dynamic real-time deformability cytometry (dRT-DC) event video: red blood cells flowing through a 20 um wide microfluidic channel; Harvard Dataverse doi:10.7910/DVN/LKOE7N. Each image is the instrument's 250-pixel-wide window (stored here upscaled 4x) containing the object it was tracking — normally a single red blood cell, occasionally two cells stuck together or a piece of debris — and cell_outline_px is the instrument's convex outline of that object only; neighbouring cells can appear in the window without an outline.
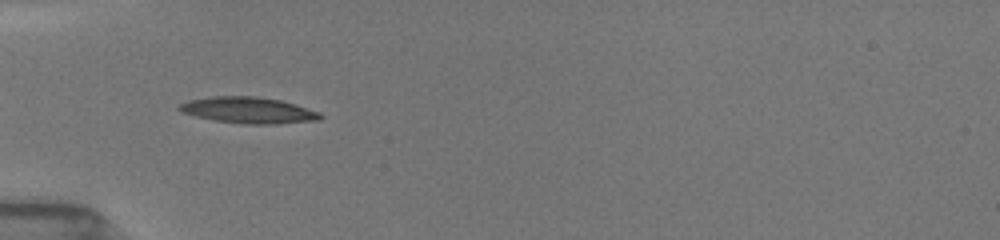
{"species": "common noctule bat (a hibernating species)", "species_latin": "Nyctalus noctula", "temperature_condition": "room temperature", "stored_images_in_passage": 34, "camera_frame_rate_fps": 3000, "um_per_image_px": 0.085, "animal": {"sex": "female", "body_mass_g": 19.5, "forearm_length_mm": 54.1}, "frame": {"image": 1, "passage_image": 3, "time_ms": 0.667, "image_size_px": [1000, 240], "cell_outline_px": [[324, 116], [320, 120], [276, 124], [244, 124], [216, 120], [196, 116], [180, 112], [176, 108], [180, 104], [188, 100], [212, 96], [256, 96], [280, 100], [296, 104], [320, 112]], "centroid_in_image_um": [21.13, 9.36], "position_along_channel_um": 63.9, "area_um2": 21.68}}
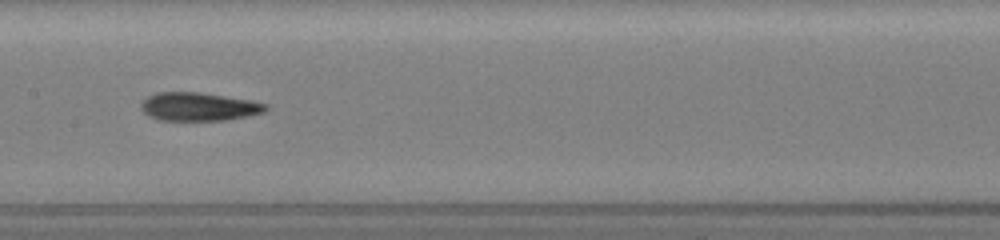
{"frame": {"image": 2, "passage_image": 13, "time_ms": 4.0, "image_size_px": [1000, 240], "cell_outline_px": [[268, 108], [264, 112], [248, 116], [224, 120], [156, 120], [148, 116], [140, 108], [140, 104], [148, 96], [156, 92], [200, 92], [252, 100], [268, 104]], "centroid_in_image_um": [16.89, 9.06], "position_along_channel_um": 190.5, "area_um2": 20.75}}
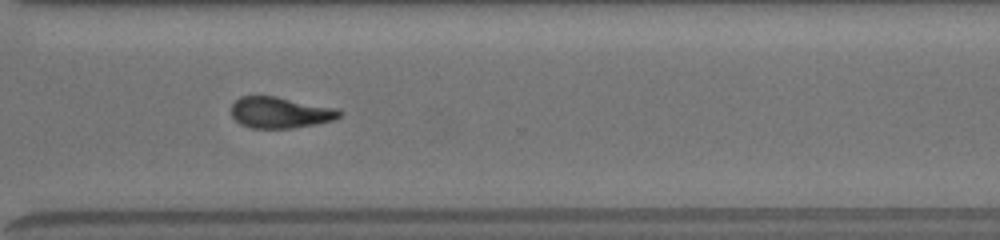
{"frame": {"image": 3, "passage_image": 25, "time_ms": 8.0, "image_size_px": [1000, 240], "cell_outline_px": [[344, 112], [340, 116], [332, 120], [316, 124], [292, 128], [252, 128], [240, 124], [232, 116], [232, 104], [240, 96], [276, 96], [336, 108]], "centroid_in_image_um": [23.82, 9.56], "position_along_channel_um": 346.8, "area_um2": 19.59}, "authors_computed_cell_mechanics": {"area_um2": 20.5768, "velocity_mm_per_s": 3.9136, "shape_relaxation_time_tau1_ms": 4.0461, "shape_relaxation_time_tau2_ms": 3.8802, "deformation_change_tau1": 0.1715, "deformation_change_tau2": 0.1249}}